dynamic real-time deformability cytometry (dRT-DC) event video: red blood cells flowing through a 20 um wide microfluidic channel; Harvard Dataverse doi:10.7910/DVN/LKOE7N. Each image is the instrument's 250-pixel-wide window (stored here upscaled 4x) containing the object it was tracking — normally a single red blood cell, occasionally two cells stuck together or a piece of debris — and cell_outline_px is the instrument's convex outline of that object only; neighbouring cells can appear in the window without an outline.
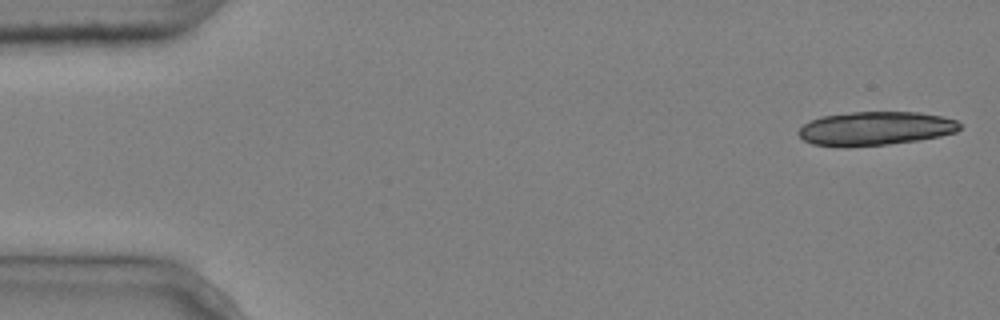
{"species": "common noctule bat (a hibernating species)", "species_latin": "Nyctalus noctula", "temperature_condition": "cold", "stored_images_in_passage": 7, "camera_frame_rate_fps": 3000, "um_per_image_px": 0.085, "animal": {"sex": "male", "body_mass_g": 20.4}, "frame": {"image": 1, "passage_image": 1, "time_ms": 0.0, "image_size_px": [1000, 320], "cell_outline_px": [[960, 128], [956, 132], [940, 136], [916, 140], [888, 144], [848, 148], [812, 144], [804, 140], [796, 132], [804, 124], [820, 116], [852, 112], [916, 112], [940, 116], [956, 120], [960, 124]], "centroid_in_image_um": [74.36, 10.93], "position_along_channel_um": 10.6, "area_um2": 31.79}}